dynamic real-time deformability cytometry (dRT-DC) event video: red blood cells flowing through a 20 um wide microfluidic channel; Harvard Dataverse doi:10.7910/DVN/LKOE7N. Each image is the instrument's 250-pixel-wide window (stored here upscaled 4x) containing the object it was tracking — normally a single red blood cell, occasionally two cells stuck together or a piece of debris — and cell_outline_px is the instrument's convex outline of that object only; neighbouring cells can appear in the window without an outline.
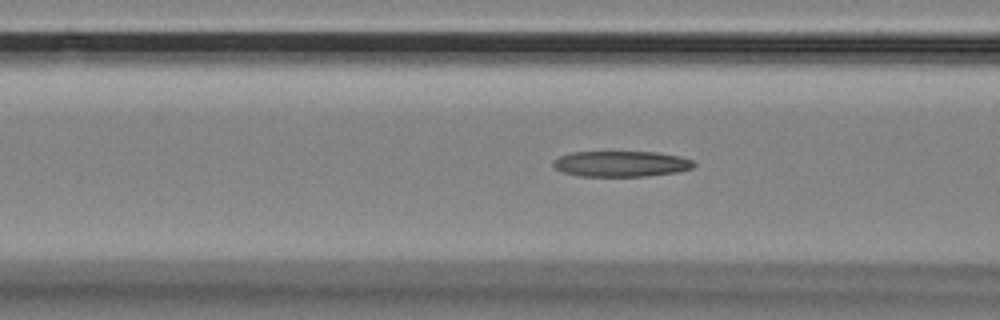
{"species": "Egyptian fruit bat (a non-hibernating species)", "species_latin": "Rousettus aegyptiacus", "temperature_condition": "room temperature", "stored_images_in_passage": 52, "camera_frame_rate_fps": 3000, "um_per_image_px": 0.085, "animal": {"sex": "female"}, "frame": {"image": 1, "passage_image": 19, "time_ms": 6.0, "image_size_px": [1000, 320], "cell_outline_px": [[696, 164], [692, 168], [676, 172], [648, 176], [580, 176], [564, 172], [556, 168], [552, 164], [552, 160], [560, 156], [572, 152], [656, 152], [680, 156], [692, 160]], "centroid_in_image_um": [52.8, 13.92], "position_along_channel_um": 113.8, "area_um2": 21.04}}
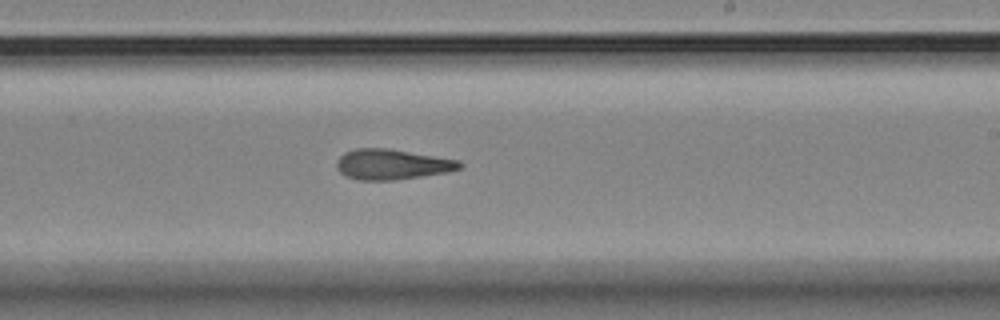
{"frame": {"image": 2, "passage_image": 31, "time_ms": 10.0, "image_size_px": [1000, 320], "cell_outline_px": [[464, 164], [460, 168], [448, 172], [392, 180], [360, 180], [348, 176], [340, 172], [336, 168], [336, 160], [344, 152], [356, 148], [388, 148], [460, 160]], "centroid_in_image_um": [33.32, 13.96], "position_along_channel_um": 255.7, "area_um2": 21.73}}
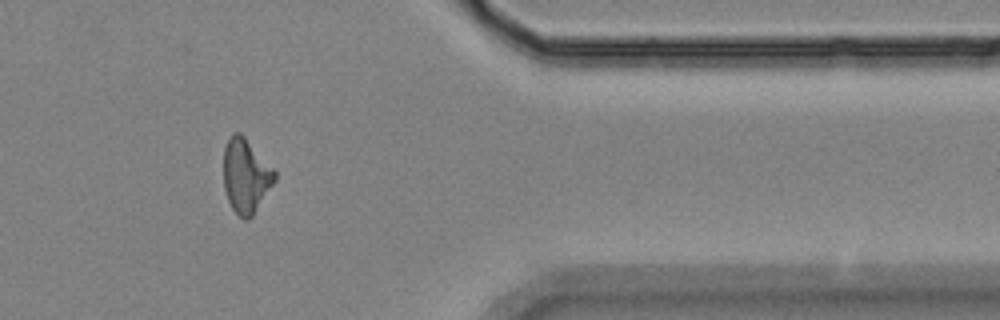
{"frame": {"image": 3, "passage_image": 44, "time_ms": 14.333, "image_size_px": [1000, 320], "cell_outline_px": [[276, 180], [252, 216], [248, 220], [244, 220], [232, 208], [228, 200], [224, 188], [224, 148], [232, 132], [240, 132], [244, 136], [276, 172]], "centroid_in_image_um": [20.89, 14.95], "position_along_channel_um": 390.5, "area_um2": 21.85}, "authors_computed_cell_mechanics": {"area_um2": 21.675, "velocity_mm_per_s": 3.5439, "shape_relaxation_time_tau1_ms": null, "shape_relaxation_time_tau2_ms": 2.8909, "deformation_change_tau1": null, "deformation_change_tau2": 0.1298}}